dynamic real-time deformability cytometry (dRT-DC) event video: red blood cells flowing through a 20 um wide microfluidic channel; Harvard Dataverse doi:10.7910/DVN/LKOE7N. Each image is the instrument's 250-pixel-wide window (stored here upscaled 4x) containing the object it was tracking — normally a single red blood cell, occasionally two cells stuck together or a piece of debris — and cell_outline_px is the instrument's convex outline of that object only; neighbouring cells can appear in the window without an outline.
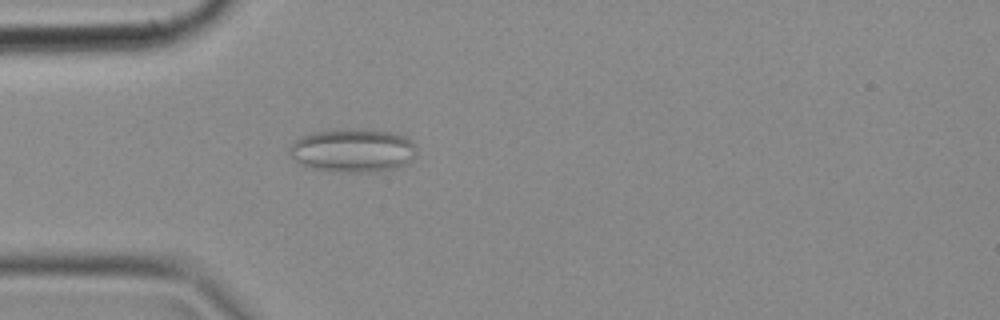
{"species": "common noctule bat (a hibernating species)", "species_latin": "Nyctalus noctula", "temperature_condition": "cold", "stored_images_in_passage": 36, "camera_frame_rate_fps": 3000, "um_per_image_px": 0.085, "animal": {"sex": "female", "body_mass_g": 18.4}, "frame": {"image": 1, "passage_image": 1, "time_ms": 0.0, "image_size_px": [1000, 320], "cell_outline_px": [[416, 152], [412, 160], [408, 164], [400, 168], [372, 172], [340, 172], [316, 168], [300, 164], [288, 152], [288, 148], [300, 136], [312, 132], [392, 132], [404, 136], [416, 144]], "centroid_in_image_um": [30.04, 12.85], "position_along_channel_um": 55.0, "area_um2": 31.33}}
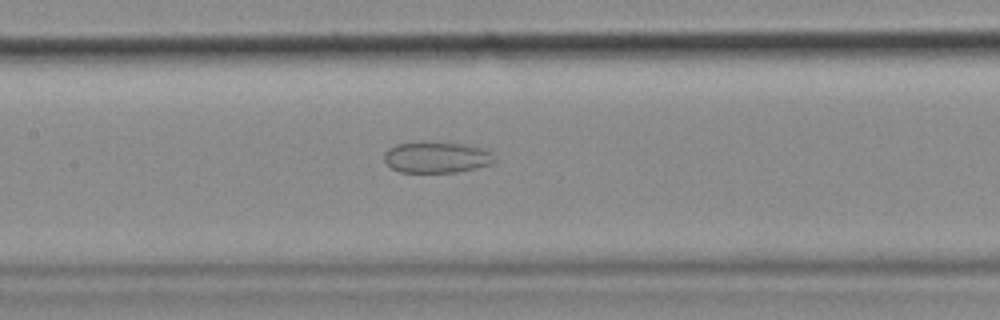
{"frame": {"image": 2, "passage_image": 10, "time_ms": 3.0, "image_size_px": [1000, 320], "cell_outline_px": [[496, 160], [492, 164], [476, 168], [456, 172], [400, 172], [392, 168], [384, 160], [384, 152], [388, 148], [396, 144], [464, 144], [480, 148], [492, 152]], "centroid_in_image_um": [37.13, 13.41], "position_along_channel_um": 170.3, "area_um2": 19.42}}